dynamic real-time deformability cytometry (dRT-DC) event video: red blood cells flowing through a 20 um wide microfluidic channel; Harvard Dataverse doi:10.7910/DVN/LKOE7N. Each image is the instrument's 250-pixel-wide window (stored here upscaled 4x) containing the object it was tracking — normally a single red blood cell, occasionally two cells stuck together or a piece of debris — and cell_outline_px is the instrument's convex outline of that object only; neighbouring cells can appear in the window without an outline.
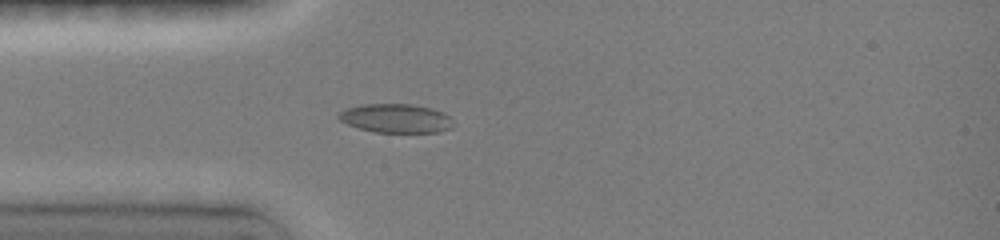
{"species": "common noctule bat (a hibernating species)", "species_latin": "Nyctalus noctula", "temperature_condition": "room temperature", "stored_images_in_passage": 8, "camera_frame_rate_fps": 3000, "um_per_image_px": 0.085, "animal": {"sex": "female", "body_mass_g": 19.0, "forearm_length_mm": 51.5}, "frame": {"image": 1, "passage_image": 3, "time_ms": 1.0, "image_size_px": [1000, 240], "cell_outline_px": [[456, 124], [452, 128], [440, 132], [376, 132], [356, 128], [340, 120], [336, 116], [344, 108], [360, 104], [412, 104], [432, 108], [444, 112]], "centroid_in_image_um": [33.66, 10.05], "position_along_channel_um": 51.3, "area_um2": 19.59}}
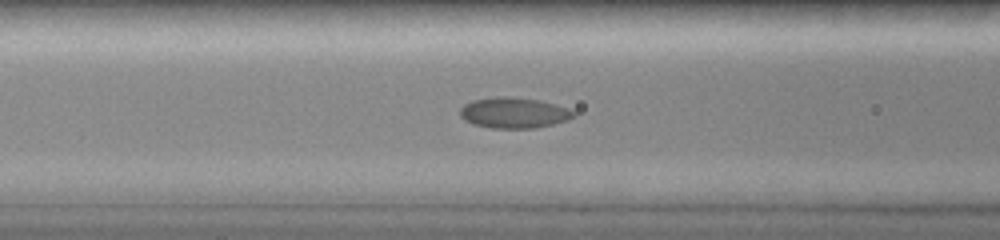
{"frame": {"image": 2, "passage_image": 7, "time_ms": 3.0, "image_size_px": [1000, 240], "cell_outline_px": [[576, 116], [568, 120], [536, 128], [492, 128], [472, 124], [464, 120], [460, 116], [460, 108], [464, 104], [472, 100], [504, 96], [536, 100], [568, 108], [576, 112]], "centroid_in_image_um": [43.66, 9.6], "position_along_channel_um": 122.9, "area_um2": 20.17}}